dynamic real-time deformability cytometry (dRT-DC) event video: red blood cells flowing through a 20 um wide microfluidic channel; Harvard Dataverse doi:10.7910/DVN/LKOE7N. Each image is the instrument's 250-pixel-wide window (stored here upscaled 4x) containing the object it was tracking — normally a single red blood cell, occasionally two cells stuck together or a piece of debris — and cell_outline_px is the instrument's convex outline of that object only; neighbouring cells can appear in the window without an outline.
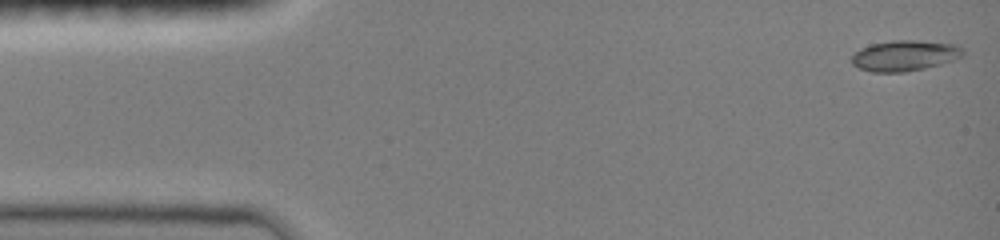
{"species": "common noctule bat (a hibernating species)", "species_latin": "Nyctalus noctula", "temperature_condition": "room temperature", "stored_images_in_passage": 12, "camera_frame_rate_fps": 3000, "um_per_image_px": 0.085, "animal": {"sex": "female", "body_mass_g": 19.0, "forearm_length_mm": 51.5}, "frame": {"image": 1, "passage_image": 1, "time_ms": 0.0, "image_size_px": [1000, 240], "cell_outline_px": [[964, 56], [940, 64], [924, 68], [904, 72], [872, 72], [860, 68], [852, 64], [852, 56], [860, 48], [872, 44], [892, 40], [916, 40], [956, 44], [964, 52]], "centroid_in_image_um": [76.9, 4.72], "position_along_channel_um": 8.1, "area_um2": 19.77}}
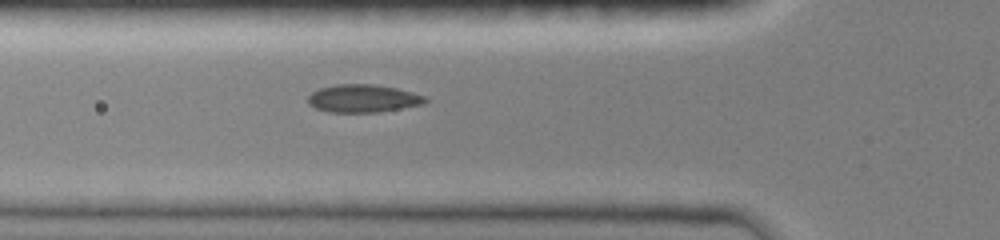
{"frame": {"image": 2, "passage_image": 10, "time_ms": 5.0, "image_size_px": [1000, 240], "cell_outline_px": [[428, 100], [424, 104], [376, 112], [328, 112], [316, 108], [308, 104], [308, 96], [312, 92], [320, 88], [336, 84], [372, 84], [396, 88], [412, 92], [424, 96]], "centroid_in_image_um": [30.83, 8.36], "position_along_channel_um": 95.0, "area_um2": 18.9}}
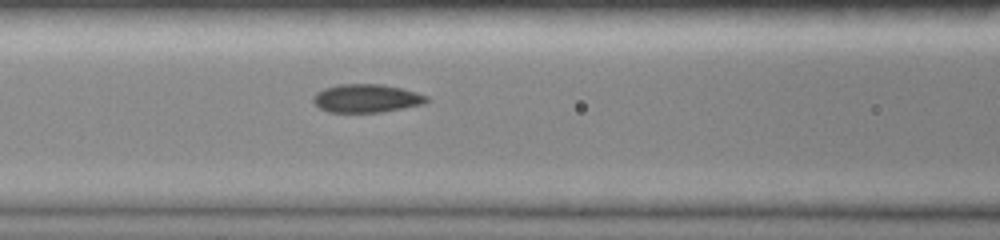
{"frame": {"image": 3, "passage_image": 12, "time_ms": 6.0, "image_size_px": [1000, 240], "cell_outline_px": [[428, 100], [424, 104], [380, 112], [328, 112], [320, 108], [312, 100], [312, 96], [316, 92], [324, 88], [340, 84], [384, 84], [416, 92], [428, 96]], "centroid_in_image_um": [31.13, 8.35], "position_along_channel_um": 135.5, "area_um2": 18.67}}